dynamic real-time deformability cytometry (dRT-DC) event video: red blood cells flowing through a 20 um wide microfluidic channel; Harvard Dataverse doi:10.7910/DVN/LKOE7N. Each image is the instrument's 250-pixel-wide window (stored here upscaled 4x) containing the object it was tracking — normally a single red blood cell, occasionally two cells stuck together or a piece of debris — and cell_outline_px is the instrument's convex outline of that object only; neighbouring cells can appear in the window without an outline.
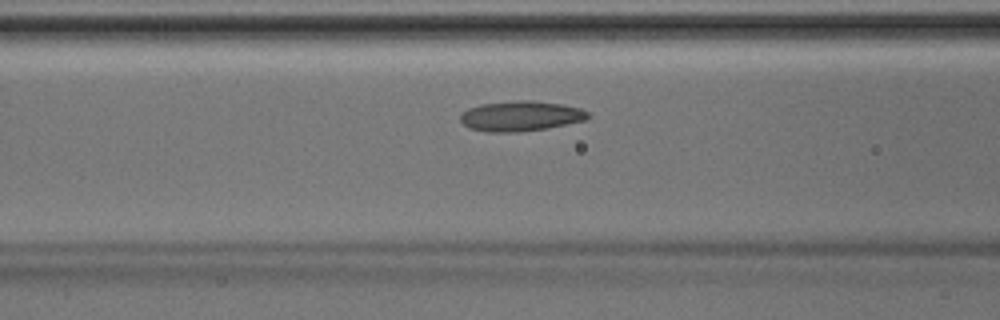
{"species": "Egyptian fruit bat (a non-hibernating species)", "species_latin": "Rousettus aegyptiacus", "temperature_condition": "room temperature", "stored_images_in_passage": 8, "camera_frame_rate_fps": 3000, "um_per_image_px": 0.085, "animal": {"sex": "male"}, "frame": {"image": 1, "passage_image": 6, "time_ms": 1.667, "image_size_px": [1000, 320], "cell_outline_px": [[588, 116], [584, 120], [548, 128], [516, 132], [488, 132], [468, 128], [460, 120], [460, 116], [468, 108], [480, 104], [520, 100], [532, 100], [560, 104], [580, 108], [588, 112]], "centroid_in_image_um": [44.22, 9.86], "position_along_channel_um": 122.4, "area_um2": 22.25}}